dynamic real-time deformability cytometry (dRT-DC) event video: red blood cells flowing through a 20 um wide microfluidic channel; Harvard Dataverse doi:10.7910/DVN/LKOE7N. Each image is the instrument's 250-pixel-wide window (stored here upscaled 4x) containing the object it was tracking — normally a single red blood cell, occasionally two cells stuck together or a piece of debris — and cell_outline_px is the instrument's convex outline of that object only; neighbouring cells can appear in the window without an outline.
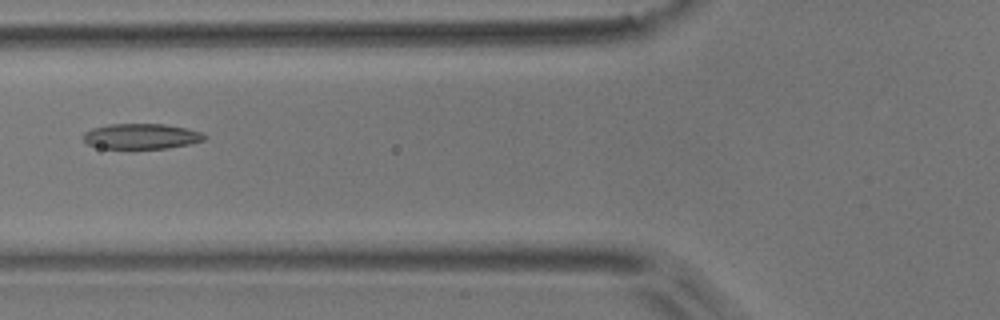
{"species": "common noctule bat (a hibernating species)", "species_latin": "Nyctalus noctula", "temperature_condition": "room temperature", "stored_images_in_passage": 8, "camera_frame_rate_fps": 3000, "um_per_image_px": 0.085, "animal": {"sex": "male", "body_mass_g": 17.9}, "frame": {"image": 1, "passage_image": 6, "time_ms": 1.667, "image_size_px": [1000, 320], "cell_outline_px": [[208, 136], [204, 140], [188, 144], [168, 148], [100, 148], [88, 144], [84, 140], [84, 132], [92, 128], [108, 124], [164, 124], [184, 128], [200, 132]], "centroid_in_image_um": [11.99, 11.58], "position_along_channel_um": 113.8, "area_um2": 17.74}}
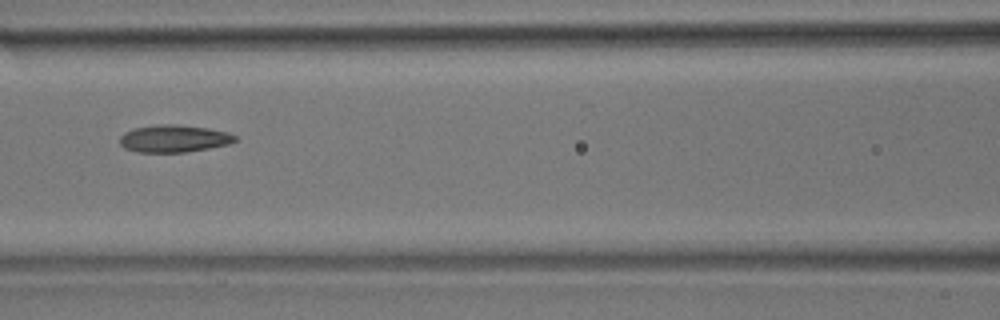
{"frame": {"image": 2, "passage_image": 7, "time_ms": 2.0, "image_size_px": [1000, 320], "cell_outline_px": [[236, 140], [228, 144], [208, 148], [184, 152], [136, 152], [124, 148], [120, 144], [120, 136], [124, 132], [136, 128], [160, 124], [176, 124], [208, 128], [228, 132], [236, 136]], "centroid_in_image_um": [14.76, 11.78], "position_along_channel_um": 151.8, "area_um2": 18.26}}
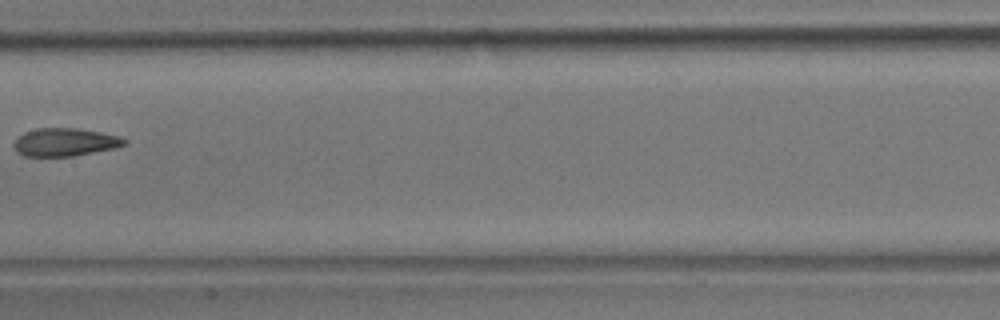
{"frame": {"image": 3, "passage_image": 8, "time_ms": 2.333, "image_size_px": [1000, 320], "cell_outline_px": [[128, 140], [124, 144], [112, 148], [72, 156], [24, 156], [16, 152], [12, 144], [24, 132], [36, 128], [76, 128], [100, 132], [116, 136]], "centroid_in_image_um": [5.44, 12.08], "position_along_channel_um": 202.0, "area_um2": 17.74}}